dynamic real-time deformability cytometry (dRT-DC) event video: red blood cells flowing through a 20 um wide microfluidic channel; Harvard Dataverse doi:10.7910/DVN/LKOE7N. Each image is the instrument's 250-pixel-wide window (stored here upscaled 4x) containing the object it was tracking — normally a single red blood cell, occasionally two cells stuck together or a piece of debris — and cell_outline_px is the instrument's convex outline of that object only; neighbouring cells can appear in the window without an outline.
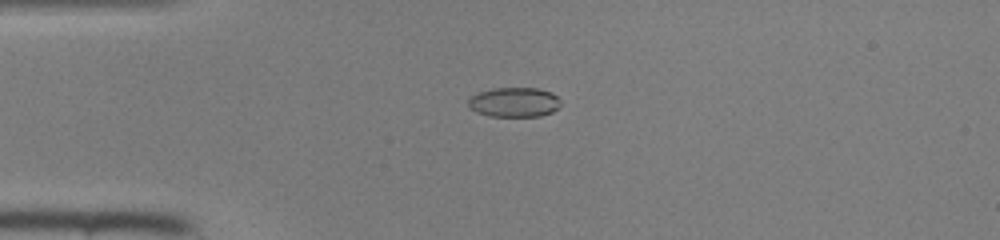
{"species": "common noctule bat (a hibernating species)", "species_latin": "Nyctalus noctula", "temperature_condition": "room temperature", "stored_images_in_passage": 46, "camera_frame_rate_fps": 3000, "um_per_image_px": 0.085, "animal": {"sex": "female", "body_mass_g": 22.0, "forearm_length_mm": 56.7}, "frame": {"image": 1, "passage_image": 11, "time_ms": 3.333, "image_size_px": [1000, 240], "cell_outline_px": [[560, 104], [552, 112], [540, 116], [488, 116], [476, 112], [468, 104], [468, 100], [472, 96], [480, 92], [492, 88], [536, 88], [552, 92], [560, 100]], "centroid_in_image_um": [43.71, 8.68], "position_along_channel_um": 41.3, "area_um2": 15.84}}
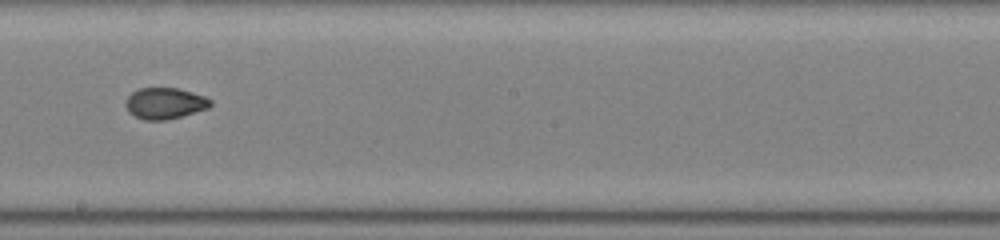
{"frame": {"image": 2, "passage_image": 26, "time_ms": 8.333, "image_size_px": [1000, 240], "cell_outline_px": [[212, 104], [208, 108], [168, 120], [144, 120], [128, 112], [124, 104], [128, 96], [132, 92], [140, 88], [176, 88], [192, 92], [204, 96], [212, 100]], "centroid_in_image_um": [14.0, 8.78], "position_along_channel_um": 234.2, "area_um2": 15.43}}
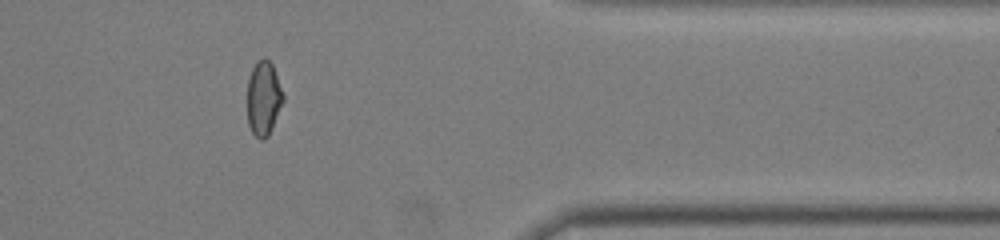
{"frame": {"image": 3, "passage_image": 38, "time_ms": 12.333, "image_size_px": [1000, 240], "cell_outline_px": [[284, 100], [268, 136], [264, 140], [260, 140], [252, 132], [248, 124], [248, 80], [252, 68], [256, 60], [264, 56], [272, 64], [284, 96]], "centroid_in_image_um": [22.4, 8.34], "position_along_channel_um": 389.0, "area_um2": 15.49}}